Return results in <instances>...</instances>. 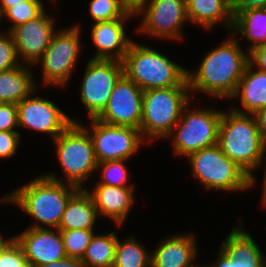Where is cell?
<instances>
[{
	"mask_svg": "<svg viewBox=\"0 0 266 267\" xmlns=\"http://www.w3.org/2000/svg\"><path fill=\"white\" fill-rule=\"evenodd\" d=\"M248 63L249 53L246 54L237 38L231 36L203 58L197 71L187 69L189 89L215 99H230Z\"/></svg>",
	"mask_w": 266,
	"mask_h": 267,
	"instance_id": "1",
	"label": "cell"
},
{
	"mask_svg": "<svg viewBox=\"0 0 266 267\" xmlns=\"http://www.w3.org/2000/svg\"><path fill=\"white\" fill-rule=\"evenodd\" d=\"M63 182L54 173L44 174L17 188L0 201L18 205L37 220L38 223L30 228L47 229L49 226L58 229L68 201L79 190L78 187Z\"/></svg>",
	"mask_w": 266,
	"mask_h": 267,
	"instance_id": "2",
	"label": "cell"
},
{
	"mask_svg": "<svg viewBox=\"0 0 266 267\" xmlns=\"http://www.w3.org/2000/svg\"><path fill=\"white\" fill-rule=\"evenodd\" d=\"M217 144L253 179L254 185L253 170L260 167L266 154V143L258 131L254 115L232 109L228 113L222 111Z\"/></svg>",
	"mask_w": 266,
	"mask_h": 267,
	"instance_id": "3",
	"label": "cell"
},
{
	"mask_svg": "<svg viewBox=\"0 0 266 267\" xmlns=\"http://www.w3.org/2000/svg\"><path fill=\"white\" fill-rule=\"evenodd\" d=\"M122 62L124 74L143 91L188 86L186 68L146 45L132 41Z\"/></svg>",
	"mask_w": 266,
	"mask_h": 267,
	"instance_id": "4",
	"label": "cell"
},
{
	"mask_svg": "<svg viewBox=\"0 0 266 267\" xmlns=\"http://www.w3.org/2000/svg\"><path fill=\"white\" fill-rule=\"evenodd\" d=\"M189 86L143 91L140 132L146 141L167 138L190 101Z\"/></svg>",
	"mask_w": 266,
	"mask_h": 267,
	"instance_id": "5",
	"label": "cell"
},
{
	"mask_svg": "<svg viewBox=\"0 0 266 267\" xmlns=\"http://www.w3.org/2000/svg\"><path fill=\"white\" fill-rule=\"evenodd\" d=\"M187 158L192 174L206 189L237 192L253 187V179L218 144L191 153Z\"/></svg>",
	"mask_w": 266,
	"mask_h": 267,
	"instance_id": "6",
	"label": "cell"
},
{
	"mask_svg": "<svg viewBox=\"0 0 266 267\" xmlns=\"http://www.w3.org/2000/svg\"><path fill=\"white\" fill-rule=\"evenodd\" d=\"M53 142L66 183L84 189L83 181L98 165L88 130L81 123L72 122Z\"/></svg>",
	"mask_w": 266,
	"mask_h": 267,
	"instance_id": "7",
	"label": "cell"
},
{
	"mask_svg": "<svg viewBox=\"0 0 266 267\" xmlns=\"http://www.w3.org/2000/svg\"><path fill=\"white\" fill-rule=\"evenodd\" d=\"M189 104L184 107L180 120L167 136L171 137L177 130L173 135L172 148L176 155L183 157L218 143V130L222 114V111L209 108L187 110Z\"/></svg>",
	"mask_w": 266,
	"mask_h": 267,
	"instance_id": "8",
	"label": "cell"
},
{
	"mask_svg": "<svg viewBox=\"0 0 266 267\" xmlns=\"http://www.w3.org/2000/svg\"><path fill=\"white\" fill-rule=\"evenodd\" d=\"M80 32L77 24L54 33L48 48L36 64L42 65L45 85L62 87L68 83L82 46Z\"/></svg>",
	"mask_w": 266,
	"mask_h": 267,
	"instance_id": "9",
	"label": "cell"
},
{
	"mask_svg": "<svg viewBox=\"0 0 266 267\" xmlns=\"http://www.w3.org/2000/svg\"><path fill=\"white\" fill-rule=\"evenodd\" d=\"M123 74L122 61H88L80 86V98L88 112V118H96L105 109L115 84Z\"/></svg>",
	"mask_w": 266,
	"mask_h": 267,
	"instance_id": "10",
	"label": "cell"
},
{
	"mask_svg": "<svg viewBox=\"0 0 266 267\" xmlns=\"http://www.w3.org/2000/svg\"><path fill=\"white\" fill-rule=\"evenodd\" d=\"M90 134L96 159L99 162L129 160L135 155L143 142L140 129L129 126H117L90 118Z\"/></svg>",
	"mask_w": 266,
	"mask_h": 267,
	"instance_id": "11",
	"label": "cell"
},
{
	"mask_svg": "<svg viewBox=\"0 0 266 267\" xmlns=\"http://www.w3.org/2000/svg\"><path fill=\"white\" fill-rule=\"evenodd\" d=\"M142 103L143 90L123 74L115 84L105 109L96 119L110 125L139 129Z\"/></svg>",
	"mask_w": 266,
	"mask_h": 267,
	"instance_id": "12",
	"label": "cell"
},
{
	"mask_svg": "<svg viewBox=\"0 0 266 267\" xmlns=\"http://www.w3.org/2000/svg\"><path fill=\"white\" fill-rule=\"evenodd\" d=\"M140 14H145L138 28L143 34L173 40L183 38L181 29L188 21L186 0H149L137 16Z\"/></svg>",
	"mask_w": 266,
	"mask_h": 267,
	"instance_id": "13",
	"label": "cell"
},
{
	"mask_svg": "<svg viewBox=\"0 0 266 267\" xmlns=\"http://www.w3.org/2000/svg\"><path fill=\"white\" fill-rule=\"evenodd\" d=\"M31 93L17 104L18 128L50 134L54 140L76 119L70 118L52 101Z\"/></svg>",
	"mask_w": 266,
	"mask_h": 267,
	"instance_id": "14",
	"label": "cell"
},
{
	"mask_svg": "<svg viewBox=\"0 0 266 267\" xmlns=\"http://www.w3.org/2000/svg\"><path fill=\"white\" fill-rule=\"evenodd\" d=\"M53 16L45 11L11 31L20 63L35 65L42 58L55 31ZM23 60V61H21ZM27 62V63H26Z\"/></svg>",
	"mask_w": 266,
	"mask_h": 267,
	"instance_id": "15",
	"label": "cell"
},
{
	"mask_svg": "<svg viewBox=\"0 0 266 267\" xmlns=\"http://www.w3.org/2000/svg\"><path fill=\"white\" fill-rule=\"evenodd\" d=\"M53 232L46 228H27L13 237L22 247L29 267H39L49 262L66 258L64 244L59 229Z\"/></svg>",
	"mask_w": 266,
	"mask_h": 267,
	"instance_id": "16",
	"label": "cell"
},
{
	"mask_svg": "<svg viewBox=\"0 0 266 267\" xmlns=\"http://www.w3.org/2000/svg\"><path fill=\"white\" fill-rule=\"evenodd\" d=\"M127 20L128 18H119L93 24L91 39L97 47V52L92 59L124 60L133 41L125 33L124 25Z\"/></svg>",
	"mask_w": 266,
	"mask_h": 267,
	"instance_id": "17",
	"label": "cell"
},
{
	"mask_svg": "<svg viewBox=\"0 0 266 267\" xmlns=\"http://www.w3.org/2000/svg\"><path fill=\"white\" fill-rule=\"evenodd\" d=\"M95 185L91 191L84 189L91 196L98 215L111 218L120 227L133 205L134 187Z\"/></svg>",
	"mask_w": 266,
	"mask_h": 267,
	"instance_id": "18",
	"label": "cell"
},
{
	"mask_svg": "<svg viewBox=\"0 0 266 267\" xmlns=\"http://www.w3.org/2000/svg\"><path fill=\"white\" fill-rule=\"evenodd\" d=\"M197 248L191 233L168 237L151 254V267H195Z\"/></svg>",
	"mask_w": 266,
	"mask_h": 267,
	"instance_id": "19",
	"label": "cell"
},
{
	"mask_svg": "<svg viewBox=\"0 0 266 267\" xmlns=\"http://www.w3.org/2000/svg\"><path fill=\"white\" fill-rule=\"evenodd\" d=\"M250 63L239 80L237 89L232 98H239L243 107L242 111L231 106V109L242 114H254L266 107V72L254 71Z\"/></svg>",
	"mask_w": 266,
	"mask_h": 267,
	"instance_id": "20",
	"label": "cell"
},
{
	"mask_svg": "<svg viewBox=\"0 0 266 267\" xmlns=\"http://www.w3.org/2000/svg\"><path fill=\"white\" fill-rule=\"evenodd\" d=\"M98 216L91 196L85 189H79L68 201L58 229L94 230Z\"/></svg>",
	"mask_w": 266,
	"mask_h": 267,
	"instance_id": "21",
	"label": "cell"
},
{
	"mask_svg": "<svg viewBox=\"0 0 266 267\" xmlns=\"http://www.w3.org/2000/svg\"><path fill=\"white\" fill-rule=\"evenodd\" d=\"M186 13L188 21L208 30L219 21L233 27L231 0H186Z\"/></svg>",
	"mask_w": 266,
	"mask_h": 267,
	"instance_id": "22",
	"label": "cell"
},
{
	"mask_svg": "<svg viewBox=\"0 0 266 267\" xmlns=\"http://www.w3.org/2000/svg\"><path fill=\"white\" fill-rule=\"evenodd\" d=\"M28 64L0 72V103L18 104L37 90Z\"/></svg>",
	"mask_w": 266,
	"mask_h": 267,
	"instance_id": "23",
	"label": "cell"
},
{
	"mask_svg": "<svg viewBox=\"0 0 266 267\" xmlns=\"http://www.w3.org/2000/svg\"><path fill=\"white\" fill-rule=\"evenodd\" d=\"M223 241L221 250L230 258L243 261L249 266H266V257L251 235L240 228H233Z\"/></svg>",
	"mask_w": 266,
	"mask_h": 267,
	"instance_id": "24",
	"label": "cell"
},
{
	"mask_svg": "<svg viewBox=\"0 0 266 267\" xmlns=\"http://www.w3.org/2000/svg\"><path fill=\"white\" fill-rule=\"evenodd\" d=\"M233 13V32L250 43L249 51L266 44V8L247 9ZM235 30V31H234Z\"/></svg>",
	"mask_w": 266,
	"mask_h": 267,
	"instance_id": "25",
	"label": "cell"
},
{
	"mask_svg": "<svg viewBox=\"0 0 266 267\" xmlns=\"http://www.w3.org/2000/svg\"><path fill=\"white\" fill-rule=\"evenodd\" d=\"M118 237L115 232H107L91 238L81 261L84 267H112Z\"/></svg>",
	"mask_w": 266,
	"mask_h": 267,
	"instance_id": "26",
	"label": "cell"
},
{
	"mask_svg": "<svg viewBox=\"0 0 266 267\" xmlns=\"http://www.w3.org/2000/svg\"><path fill=\"white\" fill-rule=\"evenodd\" d=\"M112 267H151V253L134 236L123 242L118 239Z\"/></svg>",
	"mask_w": 266,
	"mask_h": 267,
	"instance_id": "27",
	"label": "cell"
},
{
	"mask_svg": "<svg viewBox=\"0 0 266 267\" xmlns=\"http://www.w3.org/2000/svg\"><path fill=\"white\" fill-rule=\"evenodd\" d=\"M89 4V13L94 23L135 17V15L127 13L120 0H91Z\"/></svg>",
	"mask_w": 266,
	"mask_h": 267,
	"instance_id": "28",
	"label": "cell"
},
{
	"mask_svg": "<svg viewBox=\"0 0 266 267\" xmlns=\"http://www.w3.org/2000/svg\"><path fill=\"white\" fill-rule=\"evenodd\" d=\"M126 160H112L99 162L96 169L101 168V181L97 184L115 186V187H133L128 184V170L127 166L124 165Z\"/></svg>",
	"mask_w": 266,
	"mask_h": 267,
	"instance_id": "29",
	"label": "cell"
},
{
	"mask_svg": "<svg viewBox=\"0 0 266 267\" xmlns=\"http://www.w3.org/2000/svg\"><path fill=\"white\" fill-rule=\"evenodd\" d=\"M60 232L66 256L82 259L94 236V230L74 229Z\"/></svg>",
	"mask_w": 266,
	"mask_h": 267,
	"instance_id": "30",
	"label": "cell"
},
{
	"mask_svg": "<svg viewBox=\"0 0 266 267\" xmlns=\"http://www.w3.org/2000/svg\"><path fill=\"white\" fill-rule=\"evenodd\" d=\"M42 0H29L9 8L4 14L13 24L7 31L35 19L44 12Z\"/></svg>",
	"mask_w": 266,
	"mask_h": 267,
	"instance_id": "31",
	"label": "cell"
},
{
	"mask_svg": "<svg viewBox=\"0 0 266 267\" xmlns=\"http://www.w3.org/2000/svg\"><path fill=\"white\" fill-rule=\"evenodd\" d=\"M0 267H29L22 247L13 237L6 240L1 234Z\"/></svg>",
	"mask_w": 266,
	"mask_h": 267,
	"instance_id": "32",
	"label": "cell"
},
{
	"mask_svg": "<svg viewBox=\"0 0 266 267\" xmlns=\"http://www.w3.org/2000/svg\"><path fill=\"white\" fill-rule=\"evenodd\" d=\"M0 72L20 66L15 41L10 31H0ZM4 33V34H3ZM6 34V35H5Z\"/></svg>",
	"mask_w": 266,
	"mask_h": 267,
	"instance_id": "33",
	"label": "cell"
},
{
	"mask_svg": "<svg viewBox=\"0 0 266 267\" xmlns=\"http://www.w3.org/2000/svg\"><path fill=\"white\" fill-rule=\"evenodd\" d=\"M21 134L17 131H0V158H10L16 154Z\"/></svg>",
	"mask_w": 266,
	"mask_h": 267,
	"instance_id": "34",
	"label": "cell"
},
{
	"mask_svg": "<svg viewBox=\"0 0 266 267\" xmlns=\"http://www.w3.org/2000/svg\"><path fill=\"white\" fill-rule=\"evenodd\" d=\"M18 127L17 104L0 103V131H15Z\"/></svg>",
	"mask_w": 266,
	"mask_h": 267,
	"instance_id": "35",
	"label": "cell"
},
{
	"mask_svg": "<svg viewBox=\"0 0 266 267\" xmlns=\"http://www.w3.org/2000/svg\"><path fill=\"white\" fill-rule=\"evenodd\" d=\"M249 53V63L258 68V70L266 72V44L257 46Z\"/></svg>",
	"mask_w": 266,
	"mask_h": 267,
	"instance_id": "36",
	"label": "cell"
},
{
	"mask_svg": "<svg viewBox=\"0 0 266 267\" xmlns=\"http://www.w3.org/2000/svg\"><path fill=\"white\" fill-rule=\"evenodd\" d=\"M257 8H266V0H231L232 12Z\"/></svg>",
	"mask_w": 266,
	"mask_h": 267,
	"instance_id": "37",
	"label": "cell"
},
{
	"mask_svg": "<svg viewBox=\"0 0 266 267\" xmlns=\"http://www.w3.org/2000/svg\"><path fill=\"white\" fill-rule=\"evenodd\" d=\"M217 261L214 265H208L207 267H266V266H249L243 261L230 258L221 249L219 250Z\"/></svg>",
	"mask_w": 266,
	"mask_h": 267,
	"instance_id": "38",
	"label": "cell"
},
{
	"mask_svg": "<svg viewBox=\"0 0 266 267\" xmlns=\"http://www.w3.org/2000/svg\"><path fill=\"white\" fill-rule=\"evenodd\" d=\"M149 0H120L122 7L127 13L137 15Z\"/></svg>",
	"mask_w": 266,
	"mask_h": 267,
	"instance_id": "39",
	"label": "cell"
},
{
	"mask_svg": "<svg viewBox=\"0 0 266 267\" xmlns=\"http://www.w3.org/2000/svg\"><path fill=\"white\" fill-rule=\"evenodd\" d=\"M39 267H84L81 259L66 257L64 259L49 262L48 264Z\"/></svg>",
	"mask_w": 266,
	"mask_h": 267,
	"instance_id": "40",
	"label": "cell"
},
{
	"mask_svg": "<svg viewBox=\"0 0 266 267\" xmlns=\"http://www.w3.org/2000/svg\"><path fill=\"white\" fill-rule=\"evenodd\" d=\"M253 115L257 123L258 131L260 132L262 139L266 143V107L258 110Z\"/></svg>",
	"mask_w": 266,
	"mask_h": 267,
	"instance_id": "41",
	"label": "cell"
},
{
	"mask_svg": "<svg viewBox=\"0 0 266 267\" xmlns=\"http://www.w3.org/2000/svg\"><path fill=\"white\" fill-rule=\"evenodd\" d=\"M29 1V0H0V14H3L11 7L16 6L19 3Z\"/></svg>",
	"mask_w": 266,
	"mask_h": 267,
	"instance_id": "42",
	"label": "cell"
},
{
	"mask_svg": "<svg viewBox=\"0 0 266 267\" xmlns=\"http://www.w3.org/2000/svg\"><path fill=\"white\" fill-rule=\"evenodd\" d=\"M266 165V164H265ZM264 177H263V181H264V184H263V195H262V205L264 206H266V167L264 168Z\"/></svg>",
	"mask_w": 266,
	"mask_h": 267,
	"instance_id": "43",
	"label": "cell"
},
{
	"mask_svg": "<svg viewBox=\"0 0 266 267\" xmlns=\"http://www.w3.org/2000/svg\"><path fill=\"white\" fill-rule=\"evenodd\" d=\"M195 267H207V266H204V265L203 266H200V265L197 264Z\"/></svg>",
	"mask_w": 266,
	"mask_h": 267,
	"instance_id": "44",
	"label": "cell"
}]
</instances>
